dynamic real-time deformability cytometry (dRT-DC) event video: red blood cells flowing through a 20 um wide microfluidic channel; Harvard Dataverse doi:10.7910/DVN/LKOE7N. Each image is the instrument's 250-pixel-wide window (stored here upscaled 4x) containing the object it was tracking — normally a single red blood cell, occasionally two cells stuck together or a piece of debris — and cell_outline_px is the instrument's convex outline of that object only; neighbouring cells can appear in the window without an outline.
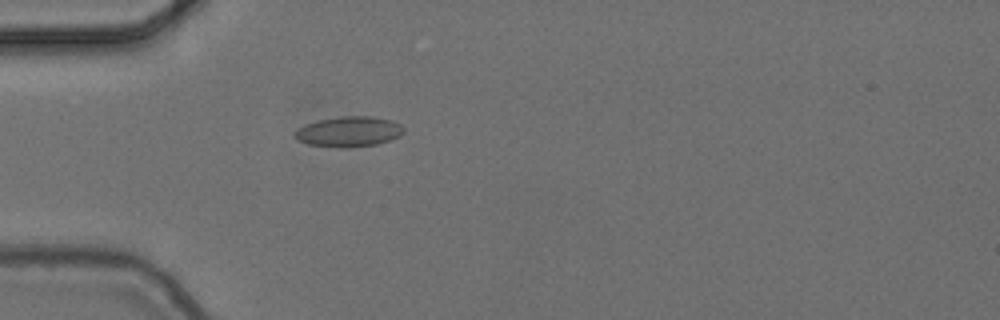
{"species": "common noctule bat (a hibernating species)", "species_latin": "Nyctalus noctula", "temperature_condition": "cold", "stored_images_in_passage": 3, "camera_frame_rate_fps": 3000, "um_per_image_px": 0.085, "animal": {"sex": "female", "body_mass_g": 24.6, "forearm_length_mm": 56.2}, "frame": {"image": 1, "passage_image": 3, "time_ms": 0.667, "image_size_px": [1000, 320], "cell_outline_px": [[404, 132], [400, 136], [392, 140], [376, 144], [340, 148], [308, 144], [292, 136], [292, 132], [296, 128], [304, 124], [316, 120], [340, 116], [372, 116], [392, 120], [400, 124], [404, 128]], "centroid_in_image_um": [29.63, 11.17], "position_along_channel_um": 55.4, "area_um2": 19.54}}